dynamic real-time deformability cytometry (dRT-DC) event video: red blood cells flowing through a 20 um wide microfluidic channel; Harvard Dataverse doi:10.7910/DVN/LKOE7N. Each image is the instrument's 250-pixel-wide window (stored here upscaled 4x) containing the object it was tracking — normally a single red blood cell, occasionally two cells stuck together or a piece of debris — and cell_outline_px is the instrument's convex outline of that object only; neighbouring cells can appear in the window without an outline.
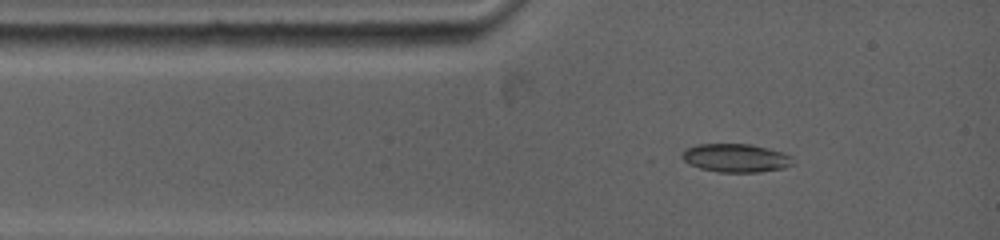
{"species": "common noctule bat (a hibernating species)", "species_latin": "Nyctalus noctula", "temperature_condition": "warm", "stored_images_in_passage": 56, "camera_frame_rate_fps": 5000, "um_per_image_px": 0.085, "animal": {"sex": "female", "body_mass_g": 19.0, "forearm_length_mm": 53.3}, "frame": {"image": 1, "passage_image": 1, "time_ms": 0.0, "image_size_px": [1000, 240], "cell_outline_px": [[796, 164], [784, 168], [760, 172], [716, 172], [700, 168], [688, 164], [680, 156], [680, 152], [684, 148], [696, 144], [752, 144], [784, 152], [792, 156]], "centroid_in_image_um": [62.54, 13.42], "position_along_channel_um": 22.5, "area_um2": 18.84}}
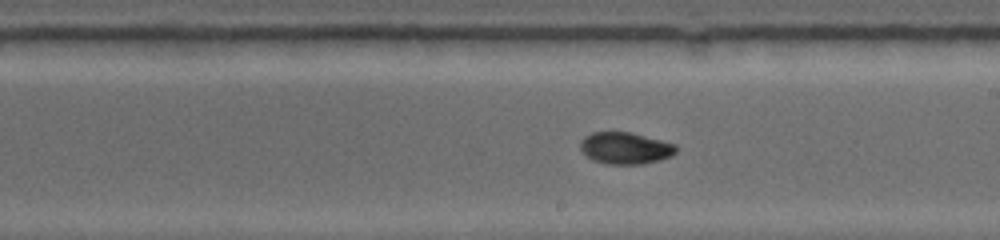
{"frame": {"image": 2, "passage_image": 28, "time_ms": 5.8, "image_size_px": [1000, 240], "cell_outline_px": [[676, 152], [672, 156], [660, 160], [644, 164], [608, 164], [592, 160], [580, 148], [580, 140], [584, 136], [592, 132], [628, 132], [676, 144]], "centroid_in_image_um": [53.15, 12.6], "position_along_channel_um": 235.9, "area_um2": 17.69}}
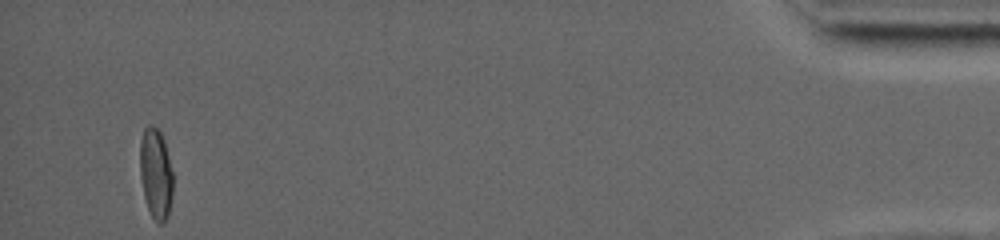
{"frame": {"image": 3, "passage_image": 56, "time_ms": 13.6, "image_size_px": [1000, 240], "cell_outline_px": [[172, 196], [168, 216], [164, 224], [156, 224], [148, 208], [144, 196], [140, 176], [140, 140], [144, 128], [148, 124], [152, 124], [160, 132], [164, 140], [172, 172]], "centroid_in_image_um": [13.23, 14.78], "position_along_channel_um": 422.0, "area_um2": 17.51}, "authors_computed_cell_mechanics": {"area_um2": 17.6001, "velocity_mm_per_s": 3.9135, "shape_relaxation_time_tau1_ms": 6.3644, "shape_relaxation_time_tau2_ms": 1.0883, "deformation_change_tau1": 0.2205, "deformation_change_tau2": 0.0334}}